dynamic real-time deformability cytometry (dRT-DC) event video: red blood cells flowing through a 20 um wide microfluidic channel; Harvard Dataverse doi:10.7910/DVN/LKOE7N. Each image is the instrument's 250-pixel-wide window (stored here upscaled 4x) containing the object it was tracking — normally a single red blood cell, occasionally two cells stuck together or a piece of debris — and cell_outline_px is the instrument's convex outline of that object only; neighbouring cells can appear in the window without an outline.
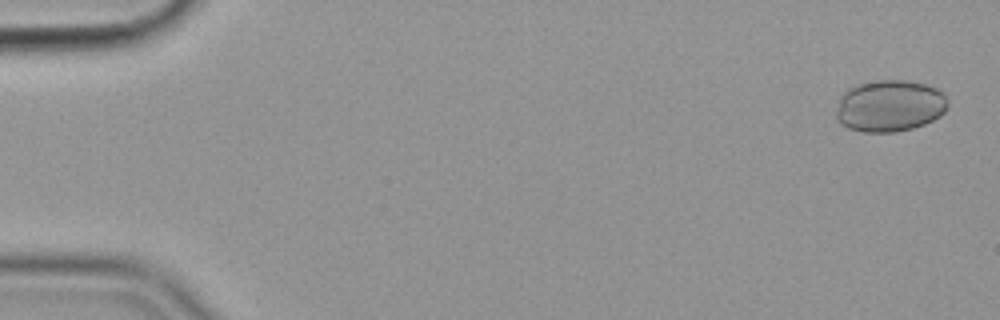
{"species": "common noctule bat (a hibernating species)", "species_latin": "Nyctalus noctula", "temperature_condition": "cold", "stored_images_in_passage": 55, "camera_frame_rate_fps": 3000, "um_per_image_px": 0.085, "animal": {"sex": "female", "body_mass_g": 19.9}, "frame": {"image": 1, "passage_image": 1, "time_ms": 0.0, "image_size_px": [1000, 320], "cell_outline_px": [[948, 108], [940, 116], [924, 124], [912, 128], [896, 132], [864, 132], [848, 128], [840, 124], [836, 120], [836, 112], [840, 96], [848, 88], [860, 84], [876, 80], [908, 80], [924, 84], [936, 88], [948, 100]], "centroid_in_image_um": [75.61, 9.0], "position_along_channel_um": 9.4, "area_um2": 33.81}}
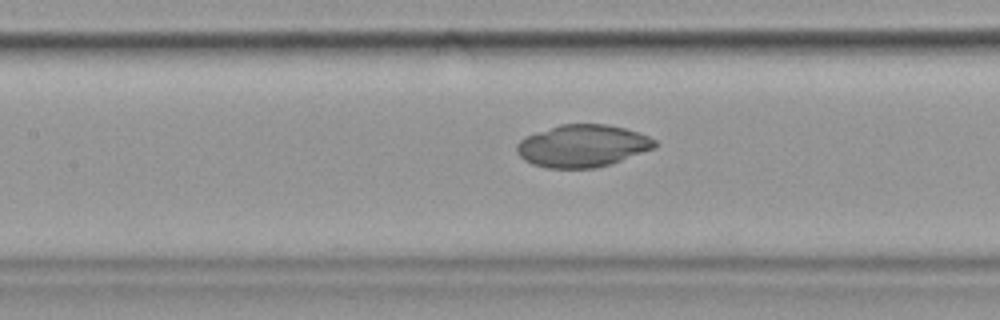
{"frame": {"image": 2, "passage_image": 25, "time_ms": 8.0, "image_size_px": [1000, 320], "cell_outline_px": [[656, 148], [596, 168], [544, 168], [532, 164], [524, 160], [516, 152], [516, 144], [524, 136], [560, 124], [604, 124], [624, 128], [640, 132], [656, 140]], "centroid_in_image_um": [49.48, 12.4], "position_along_channel_um": 157.9, "area_um2": 34.1}}
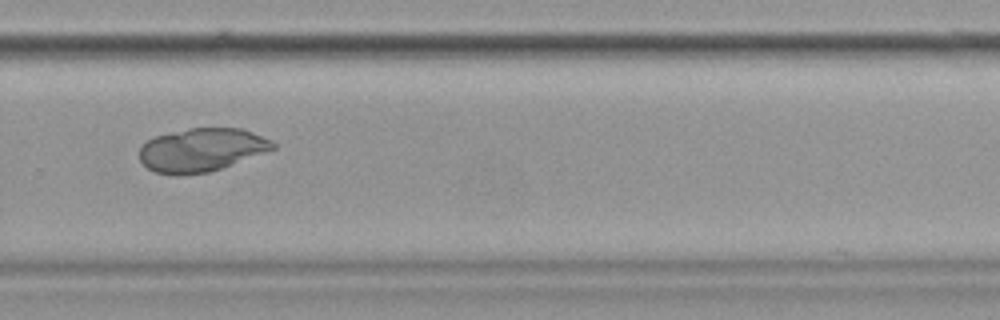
{"frame": {"image": 3, "passage_image": 38, "time_ms": 12.333, "image_size_px": [1000, 320], "cell_outline_px": [[276, 148], [220, 168], [208, 172], [176, 176], [172, 176], [156, 172], [148, 168], [140, 160], [140, 148], [148, 140], [156, 136], [188, 128], [240, 128], [252, 132], [272, 140], [276, 144]], "centroid_in_image_um": [17.12, 12.74], "position_along_channel_um": 312.7, "area_um2": 33.47}}